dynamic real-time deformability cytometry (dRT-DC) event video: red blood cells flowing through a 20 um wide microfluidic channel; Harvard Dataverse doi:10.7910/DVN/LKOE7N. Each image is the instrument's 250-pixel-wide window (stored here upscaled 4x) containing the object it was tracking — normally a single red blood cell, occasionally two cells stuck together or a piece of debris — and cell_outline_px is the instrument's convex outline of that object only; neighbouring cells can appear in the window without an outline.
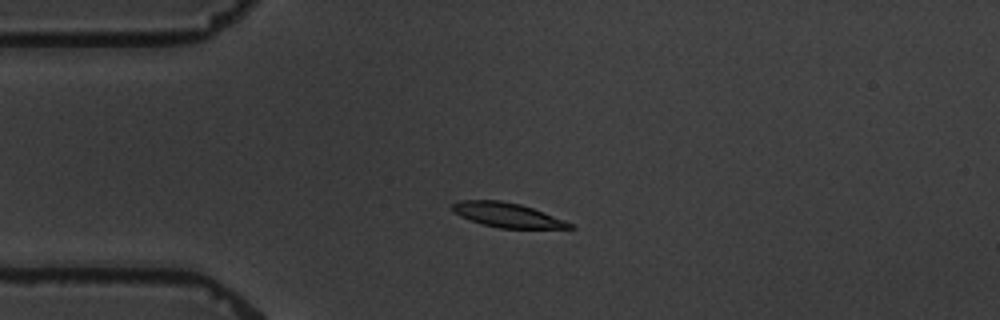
{"species": "common noctule bat (a hibernating species)", "species_latin": "Nyctalus noctula", "temperature_condition": "warm", "stored_images_in_passage": 4, "camera_frame_rate_fps": 3000, "um_per_image_px": 0.085, "animal": {"sex": "male", "body_mass_g": 19.5, "forearm_length_mm": 54.6}, "frame": {"image": 1, "passage_image": 3, "time_ms": 3.333, "image_size_px": [1000, 320], "cell_outline_px": [[576, 228], [500, 228], [484, 224], [460, 216], [452, 212], [452, 204], [460, 200], [500, 200], [520, 204], [544, 212], [564, 220], [572, 224]], "centroid_in_image_um": [43.1, 18.26], "position_along_channel_um": 41.9, "area_um2": 16.53}}